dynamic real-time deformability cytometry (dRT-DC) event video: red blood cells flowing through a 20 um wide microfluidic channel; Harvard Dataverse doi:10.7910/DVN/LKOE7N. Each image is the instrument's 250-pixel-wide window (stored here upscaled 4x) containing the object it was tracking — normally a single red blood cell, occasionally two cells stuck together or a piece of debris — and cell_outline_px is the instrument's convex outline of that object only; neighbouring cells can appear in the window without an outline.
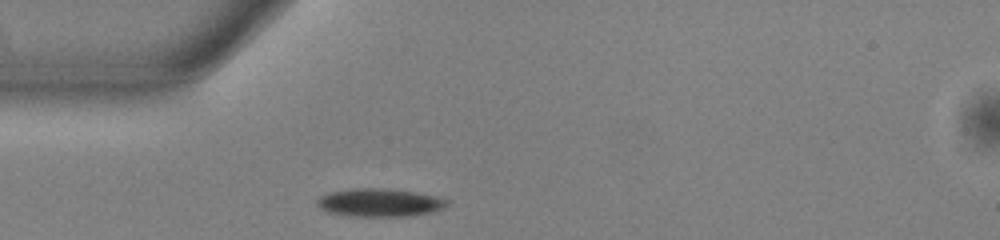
{"species": "common noctule bat (a hibernating species)", "species_latin": "Nyctalus noctula", "temperature_condition": "warm", "stored_images_in_passage": 38, "camera_frame_rate_fps": 3000, "um_per_image_px": 0.085, "animal": {"sex": "male", "body_mass_g": 13.0, "forearm_length_mm": 53.1}, "frame": {"image": 1, "passage_image": 1, "time_ms": 0.0, "image_size_px": [1000, 240], "cell_outline_px": [[448, 204], [444, 208], [432, 212], [408, 216], [356, 216], [328, 212], [320, 208], [316, 204], [316, 200], [320, 196], [328, 192], [352, 188], [384, 188], [416, 192], [436, 196], [448, 200]], "centroid_in_image_um": [32.26, 17.21], "position_along_channel_um": 52.7, "area_um2": 21.33}}
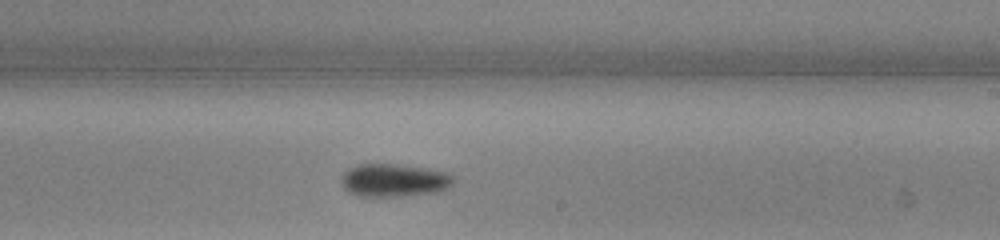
{"frame": {"image": 2, "passage_image": 17, "time_ms": 5.333, "image_size_px": [1000, 240], "cell_outline_px": [[452, 184], [448, 188], [436, 192], [400, 196], [356, 196], [348, 192], [340, 184], [340, 180], [344, 172], [348, 168], [356, 164], [400, 164], [428, 168], [448, 172], [452, 176]], "centroid_in_image_um": [33.45, 15.31], "position_along_channel_um": 255.6, "area_um2": 21.79}}
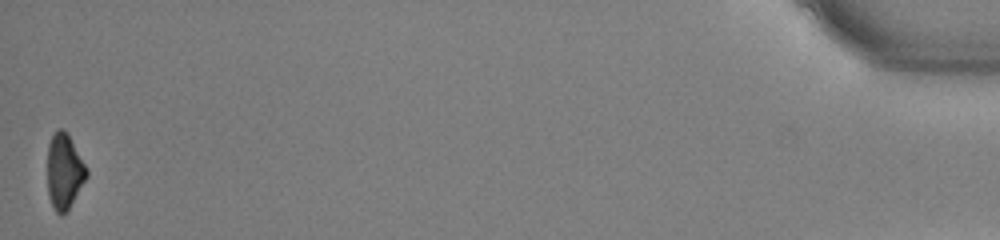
{"frame": {"image": 3, "passage_image": 38, "time_ms": 12.333, "image_size_px": [1000, 240], "cell_outline_px": [[88, 176], [68, 208], [60, 216], [56, 212], [48, 196], [48, 144], [52, 136], [60, 128], [64, 128], [68, 132], [88, 168]], "centroid_in_image_um": [5.48, 14.52], "position_along_channel_um": 429.7, "area_um2": 17.17}, "authors_computed_cell_mechanics": {"area_um2": 20.6635, "velocity_mm_per_s": 3.943, "shape_relaxation_time_tau1_ms": 3.5088, "shape_relaxation_time_tau2_ms": null, "deformation_change_tau1": 0.1144, "deformation_change_tau2": null}}